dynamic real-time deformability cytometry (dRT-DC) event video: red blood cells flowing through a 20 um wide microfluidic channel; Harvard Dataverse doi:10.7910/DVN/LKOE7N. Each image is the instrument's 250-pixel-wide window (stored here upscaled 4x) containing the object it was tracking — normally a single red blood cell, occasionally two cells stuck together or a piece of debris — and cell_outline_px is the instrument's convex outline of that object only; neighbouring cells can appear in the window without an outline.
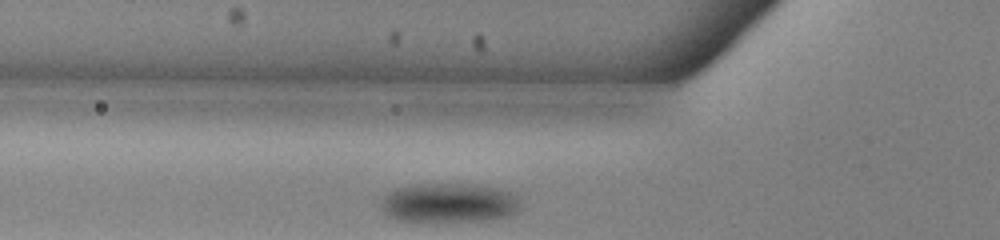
{"species": "common noctule bat (a hibernating species)", "species_latin": "Nyctalus noctula", "temperature_condition": "warm", "stored_images_in_passage": 25, "camera_frame_rate_fps": 3000, "um_per_image_px": 0.085, "animal": {"sex": "male", "body_mass_g": 13.0, "forearm_length_mm": 53.1}, "frame": {"image": 1, "passage_image": 2, "time_ms": 0.333, "image_size_px": [1000, 240], "cell_outline_px": [[516, 212], [500, 220], [432, 224], [396, 220], [388, 216], [384, 212], [384, 196], [388, 192], [396, 188], [412, 184], [468, 184], [500, 188], [516, 192]], "centroid_in_image_um": [38.17, 17.29], "position_along_channel_um": 87.6, "area_um2": 33.06}}
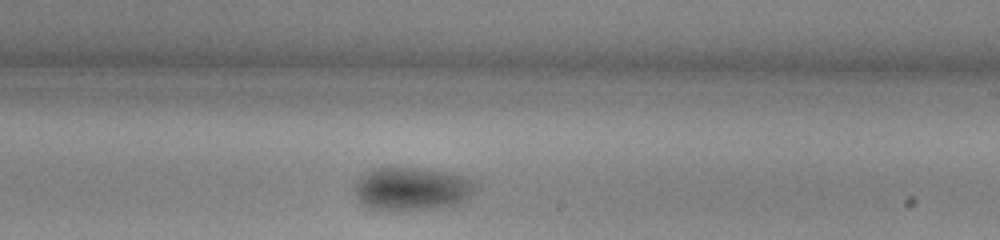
{"frame": {"image": 2, "passage_image": 15, "time_ms": 4.667, "image_size_px": [1000, 240], "cell_outline_px": [[476, 188], [464, 200], [456, 204], [440, 208], [400, 212], [384, 212], [368, 208], [352, 192], [352, 188], [356, 180], [364, 172], [372, 168], [416, 168], [444, 172], [460, 176], [468, 180]], "centroid_in_image_um": [34.86, 16.1], "position_along_channel_um": 254.1, "area_um2": 30.75}}
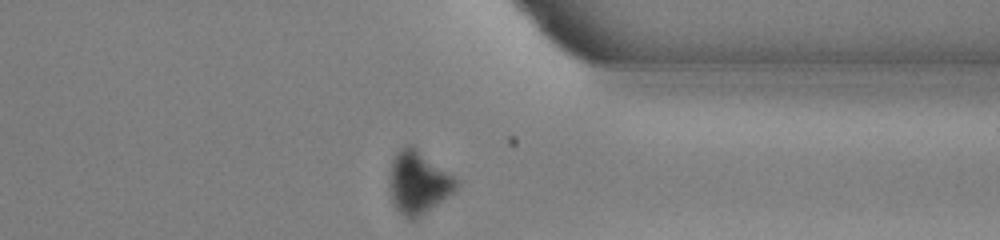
{"frame": {"image": 3, "passage_image": 25, "time_ms": 8.0, "image_size_px": [1000, 240], "cell_outline_px": [[460, 184], [456, 192], [416, 220], [408, 220], [396, 208], [392, 200], [388, 188], [388, 172], [392, 160], [396, 152], [404, 144], [412, 144], [456, 176], [460, 180]], "centroid_in_image_um": [35.58, 15.5], "position_along_channel_um": 375.8, "area_um2": 25.55}}